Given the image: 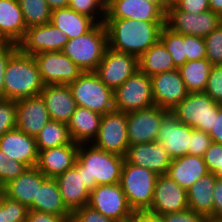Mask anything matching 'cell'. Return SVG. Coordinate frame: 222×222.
<instances>
[{
  "label": "cell",
  "mask_w": 222,
  "mask_h": 222,
  "mask_svg": "<svg viewBox=\"0 0 222 222\" xmlns=\"http://www.w3.org/2000/svg\"><path fill=\"white\" fill-rule=\"evenodd\" d=\"M157 177L153 171L124 160L120 185L134 212L151 207Z\"/></svg>",
  "instance_id": "obj_6"
},
{
  "label": "cell",
  "mask_w": 222,
  "mask_h": 222,
  "mask_svg": "<svg viewBox=\"0 0 222 222\" xmlns=\"http://www.w3.org/2000/svg\"><path fill=\"white\" fill-rule=\"evenodd\" d=\"M66 222H74V220H72V219H69V220H67Z\"/></svg>",
  "instance_id": "obj_61"
},
{
  "label": "cell",
  "mask_w": 222,
  "mask_h": 222,
  "mask_svg": "<svg viewBox=\"0 0 222 222\" xmlns=\"http://www.w3.org/2000/svg\"><path fill=\"white\" fill-rule=\"evenodd\" d=\"M210 10L222 17V0H209Z\"/></svg>",
  "instance_id": "obj_56"
},
{
  "label": "cell",
  "mask_w": 222,
  "mask_h": 222,
  "mask_svg": "<svg viewBox=\"0 0 222 222\" xmlns=\"http://www.w3.org/2000/svg\"><path fill=\"white\" fill-rule=\"evenodd\" d=\"M35 139L38 152L68 145L72 142L67 124L51 119Z\"/></svg>",
  "instance_id": "obj_35"
},
{
  "label": "cell",
  "mask_w": 222,
  "mask_h": 222,
  "mask_svg": "<svg viewBox=\"0 0 222 222\" xmlns=\"http://www.w3.org/2000/svg\"><path fill=\"white\" fill-rule=\"evenodd\" d=\"M206 58L212 65L222 64V23L204 38Z\"/></svg>",
  "instance_id": "obj_40"
},
{
  "label": "cell",
  "mask_w": 222,
  "mask_h": 222,
  "mask_svg": "<svg viewBox=\"0 0 222 222\" xmlns=\"http://www.w3.org/2000/svg\"><path fill=\"white\" fill-rule=\"evenodd\" d=\"M79 144L71 142L55 148L39 151L36 167L47 178H57L66 170L75 166Z\"/></svg>",
  "instance_id": "obj_23"
},
{
  "label": "cell",
  "mask_w": 222,
  "mask_h": 222,
  "mask_svg": "<svg viewBox=\"0 0 222 222\" xmlns=\"http://www.w3.org/2000/svg\"><path fill=\"white\" fill-rule=\"evenodd\" d=\"M27 168V165L10 159L0 149V187L2 189L12 180H15L19 175H21Z\"/></svg>",
  "instance_id": "obj_39"
},
{
  "label": "cell",
  "mask_w": 222,
  "mask_h": 222,
  "mask_svg": "<svg viewBox=\"0 0 222 222\" xmlns=\"http://www.w3.org/2000/svg\"><path fill=\"white\" fill-rule=\"evenodd\" d=\"M51 23L69 39L87 33L96 24L91 18L77 13L69 7L53 9Z\"/></svg>",
  "instance_id": "obj_32"
},
{
  "label": "cell",
  "mask_w": 222,
  "mask_h": 222,
  "mask_svg": "<svg viewBox=\"0 0 222 222\" xmlns=\"http://www.w3.org/2000/svg\"><path fill=\"white\" fill-rule=\"evenodd\" d=\"M178 0H166V14H167V11H168V8L171 6V5H174Z\"/></svg>",
  "instance_id": "obj_59"
},
{
  "label": "cell",
  "mask_w": 222,
  "mask_h": 222,
  "mask_svg": "<svg viewBox=\"0 0 222 222\" xmlns=\"http://www.w3.org/2000/svg\"><path fill=\"white\" fill-rule=\"evenodd\" d=\"M90 148H89V147ZM77 160L83 165L85 187L120 183L124 157L89 144H79Z\"/></svg>",
  "instance_id": "obj_3"
},
{
  "label": "cell",
  "mask_w": 222,
  "mask_h": 222,
  "mask_svg": "<svg viewBox=\"0 0 222 222\" xmlns=\"http://www.w3.org/2000/svg\"><path fill=\"white\" fill-rule=\"evenodd\" d=\"M130 222H165L162 215L150 212L149 210L136 211Z\"/></svg>",
  "instance_id": "obj_53"
},
{
  "label": "cell",
  "mask_w": 222,
  "mask_h": 222,
  "mask_svg": "<svg viewBox=\"0 0 222 222\" xmlns=\"http://www.w3.org/2000/svg\"><path fill=\"white\" fill-rule=\"evenodd\" d=\"M108 48V35L104 23L95 24L87 33L69 39L62 53L83 72L95 71Z\"/></svg>",
  "instance_id": "obj_4"
},
{
  "label": "cell",
  "mask_w": 222,
  "mask_h": 222,
  "mask_svg": "<svg viewBox=\"0 0 222 222\" xmlns=\"http://www.w3.org/2000/svg\"><path fill=\"white\" fill-rule=\"evenodd\" d=\"M40 95L50 119L67 124L77 107L69 85H44Z\"/></svg>",
  "instance_id": "obj_25"
},
{
  "label": "cell",
  "mask_w": 222,
  "mask_h": 222,
  "mask_svg": "<svg viewBox=\"0 0 222 222\" xmlns=\"http://www.w3.org/2000/svg\"><path fill=\"white\" fill-rule=\"evenodd\" d=\"M69 87L77 106L101 115L115 110L113 90L107 87L94 71L82 72Z\"/></svg>",
  "instance_id": "obj_5"
},
{
  "label": "cell",
  "mask_w": 222,
  "mask_h": 222,
  "mask_svg": "<svg viewBox=\"0 0 222 222\" xmlns=\"http://www.w3.org/2000/svg\"><path fill=\"white\" fill-rule=\"evenodd\" d=\"M91 144L101 150L124 157L129 147L127 113L114 110L104 114L98 134Z\"/></svg>",
  "instance_id": "obj_11"
},
{
  "label": "cell",
  "mask_w": 222,
  "mask_h": 222,
  "mask_svg": "<svg viewBox=\"0 0 222 222\" xmlns=\"http://www.w3.org/2000/svg\"><path fill=\"white\" fill-rule=\"evenodd\" d=\"M193 129L180 122L172 111H168L164 115L156 142L168 152L171 159L188 155Z\"/></svg>",
  "instance_id": "obj_15"
},
{
  "label": "cell",
  "mask_w": 222,
  "mask_h": 222,
  "mask_svg": "<svg viewBox=\"0 0 222 222\" xmlns=\"http://www.w3.org/2000/svg\"><path fill=\"white\" fill-rule=\"evenodd\" d=\"M114 108L130 113L152 107L154 104L151 77L139 69L113 91Z\"/></svg>",
  "instance_id": "obj_8"
},
{
  "label": "cell",
  "mask_w": 222,
  "mask_h": 222,
  "mask_svg": "<svg viewBox=\"0 0 222 222\" xmlns=\"http://www.w3.org/2000/svg\"><path fill=\"white\" fill-rule=\"evenodd\" d=\"M188 209L187 191L168 175H159L155 183L150 212L166 214Z\"/></svg>",
  "instance_id": "obj_18"
},
{
  "label": "cell",
  "mask_w": 222,
  "mask_h": 222,
  "mask_svg": "<svg viewBox=\"0 0 222 222\" xmlns=\"http://www.w3.org/2000/svg\"><path fill=\"white\" fill-rule=\"evenodd\" d=\"M185 54L187 61L205 59L206 47L204 38L185 35Z\"/></svg>",
  "instance_id": "obj_46"
},
{
  "label": "cell",
  "mask_w": 222,
  "mask_h": 222,
  "mask_svg": "<svg viewBox=\"0 0 222 222\" xmlns=\"http://www.w3.org/2000/svg\"><path fill=\"white\" fill-rule=\"evenodd\" d=\"M108 47L139 58L160 40L166 21L105 19Z\"/></svg>",
  "instance_id": "obj_1"
},
{
  "label": "cell",
  "mask_w": 222,
  "mask_h": 222,
  "mask_svg": "<svg viewBox=\"0 0 222 222\" xmlns=\"http://www.w3.org/2000/svg\"><path fill=\"white\" fill-rule=\"evenodd\" d=\"M205 92H191L172 110L178 120L194 129L210 132L218 115V106Z\"/></svg>",
  "instance_id": "obj_7"
},
{
  "label": "cell",
  "mask_w": 222,
  "mask_h": 222,
  "mask_svg": "<svg viewBox=\"0 0 222 222\" xmlns=\"http://www.w3.org/2000/svg\"><path fill=\"white\" fill-rule=\"evenodd\" d=\"M103 115L88 108L77 106L67 123L71 140L78 144H88L96 138Z\"/></svg>",
  "instance_id": "obj_29"
},
{
  "label": "cell",
  "mask_w": 222,
  "mask_h": 222,
  "mask_svg": "<svg viewBox=\"0 0 222 222\" xmlns=\"http://www.w3.org/2000/svg\"><path fill=\"white\" fill-rule=\"evenodd\" d=\"M217 176L208 173L187 190L188 209L213 220V190Z\"/></svg>",
  "instance_id": "obj_30"
},
{
  "label": "cell",
  "mask_w": 222,
  "mask_h": 222,
  "mask_svg": "<svg viewBox=\"0 0 222 222\" xmlns=\"http://www.w3.org/2000/svg\"><path fill=\"white\" fill-rule=\"evenodd\" d=\"M209 173L222 179V144L212 142L203 156Z\"/></svg>",
  "instance_id": "obj_42"
},
{
  "label": "cell",
  "mask_w": 222,
  "mask_h": 222,
  "mask_svg": "<svg viewBox=\"0 0 222 222\" xmlns=\"http://www.w3.org/2000/svg\"><path fill=\"white\" fill-rule=\"evenodd\" d=\"M19 49L18 44L0 42V98L3 99L4 73L10 57Z\"/></svg>",
  "instance_id": "obj_48"
},
{
  "label": "cell",
  "mask_w": 222,
  "mask_h": 222,
  "mask_svg": "<svg viewBox=\"0 0 222 222\" xmlns=\"http://www.w3.org/2000/svg\"><path fill=\"white\" fill-rule=\"evenodd\" d=\"M212 142L208 133L193 129L191 142L188 147V155L203 157Z\"/></svg>",
  "instance_id": "obj_45"
},
{
  "label": "cell",
  "mask_w": 222,
  "mask_h": 222,
  "mask_svg": "<svg viewBox=\"0 0 222 222\" xmlns=\"http://www.w3.org/2000/svg\"><path fill=\"white\" fill-rule=\"evenodd\" d=\"M17 100L0 98V137L16 128Z\"/></svg>",
  "instance_id": "obj_41"
},
{
  "label": "cell",
  "mask_w": 222,
  "mask_h": 222,
  "mask_svg": "<svg viewBox=\"0 0 222 222\" xmlns=\"http://www.w3.org/2000/svg\"><path fill=\"white\" fill-rule=\"evenodd\" d=\"M124 160L132 165L147 168L159 176L167 174L172 159L158 142H149L130 145Z\"/></svg>",
  "instance_id": "obj_21"
},
{
  "label": "cell",
  "mask_w": 222,
  "mask_h": 222,
  "mask_svg": "<svg viewBox=\"0 0 222 222\" xmlns=\"http://www.w3.org/2000/svg\"><path fill=\"white\" fill-rule=\"evenodd\" d=\"M0 149L10 158L35 167L38 162V150L35 137L15 128L0 137Z\"/></svg>",
  "instance_id": "obj_24"
},
{
  "label": "cell",
  "mask_w": 222,
  "mask_h": 222,
  "mask_svg": "<svg viewBox=\"0 0 222 222\" xmlns=\"http://www.w3.org/2000/svg\"><path fill=\"white\" fill-rule=\"evenodd\" d=\"M32 210L59 215L66 220L72 218V213L64 205L58 184L53 178H47L38 187L37 200H33Z\"/></svg>",
  "instance_id": "obj_31"
},
{
  "label": "cell",
  "mask_w": 222,
  "mask_h": 222,
  "mask_svg": "<svg viewBox=\"0 0 222 222\" xmlns=\"http://www.w3.org/2000/svg\"><path fill=\"white\" fill-rule=\"evenodd\" d=\"M179 10L193 12L196 14L205 12L210 9L209 0H178L174 4Z\"/></svg>",
  "instance_id": "obj_50"
},
{
  "label": "cell",
  "mask_w": 222,
  "mask_h": 222,
  "mask_svg": "<svg viewBox=\"0 0 222 222\" xmlns=\"http://www.w3.org/2000/svg\"><path fill=\"white\" fill-rule=\"evenodd\" d=\"M0 202L8 209L9 222H25L29 208L18 201L10 199L3 192L0 194Z\"/></svg>",
  "instance_id": "obj_44"
},
{
  "label": "cell",
  "mask_w": 222,
  "mask_h": 222,
  "mask_svg": "<svg viewBox=\"0 0 222 222\" xmlns=\"http://www.w3.org/2000/svg\"><path fill=\"white\" fill-rule=\"evenodd\" d=\"M26 28L51 22L52 9L46 0H18Z\"/></svg>",
  "instance_id": "obj_36"
},
{
  "label": "cell",
  "mask_w": 222,
  "mask_h": 222,
  "mask_svg": "<svg viewBox=\"0 0 222 222\" xmlns=\"http://www.w3.org/2000/svg\"><path fill=\"white\" fill-rule=\"evenodd\" d=\"M67 220L59 215L40 212L36 210H29L25 222H66Z\"/></svg>",
  "instance_id": "obj_52"
},
{
  "label": "cell",
  "mask_w": 222,
  "mask_h": 222,
  "mask_svg": "<svg viewBox=\"0 0 222 222\" xmlns=\"http://www.w3.org/2000/svg\"><path fill=\"white\" fill-rule=\"evenodd\" d=\"M222 219V179L216 178L213 190V220Z\"/></svg>",
  "instance_id": "obj_51"
},
{
  "label": "cell",
  "mask_w": 222,
  "mask_h": 222,
  "mask_svg": "<svg viewBox=\"0 0 222 222\" xmlns=\"http://www.w3.org/2000/svg\"><path fill=\"white\" fill-rule=\"evenodd\" d=\"M212 64L205 59L186 61L178 70L189 93L204 92Z\"/></svg>",
  "instance_id": "obj_34"
},
{
  "label": "cell",
  "mask_w": 222,
  "mask_h": 222,
  "mask_svg": "<svg viewBox=\"0 0 222 222\" xmlns=\"http://www.w3.org/2000/svg\"><path fill=\"white\" fill-rule=\"evenodd\" d=\"M26 30L18 0H0V42L19 44Z\"/></svg>",
  "instance_id": "obj_27"
},
{
  "label": "cell",
  "mask_w": 222,
  "mask_h": 222,
  "mask_svg": "<svg viewBox=\"0 0 222 222\" xmlns=\"http://www.w3.org/2000/svg\"><path fill=\"white\" fill-rule=\"evenodd\" d=\"M204 92L216 103L222 104V64L212 66Z\"/></svg>",
  "instance_id": "obj_43"
},
{
  "label": "cell",
  "mask_w": 222,
  "mask_h": 222,
  "mask_svg": "<svg viewBox=\"0 0 222 222\" xmlns=\"http://www.w3.org/2000/svg\"><path fill=\"white\" fill-rule=\"evenodd\" d=\"M0 222H9L8 209L0 202Z\"/></svg>",
  "instance_id": "obj_57"
},
{
  "label": "cell",
  "mask_w": 222,
  "mask_h": 222,
  "mask_svg": "<svg viewBox=\"0 0 222 222\" xmlns=\"http://www.w3.org/2000/svg\"><path fill=\"white\" fill-rule=\"evenodd\" d=\"M62 200L73 213L76 209L88 205L90 191L85 187L83 165L77 160L75 166L55 178Z\"/></svg>",
  "instance_id": "obj_20"
},
{
  "label": "cell",
  "mask_w": 222,
  "mask_h": 222,
  "mask_svg": "<svg viewBox=\"0 0 222 222\" xmlns=\"http://www.w3.org/2000/svg\"><path fill=\"white\" fill-rule=\"evenodd\" d=\"M69 38L51 22L27 28L25 37L18 44L28 55L43 52L62 51Z\"/></svg>",
  "instance_id": "obj_16"
},
{
  "label": "cell",
  "mask_w": 222,
  "mask_h": 222,
  "mask_svg": "<svg viewBox=\"0 0 222 222\" xmlns=\"http://www.w3.org/2000/svg\"><path fill=\"white\" fill-rule=\"evenodd\" d=\"M209 136L213 142L222 144V104L218 106V115L215 116V122Z\"/></svg>",
  "instance_id": "obj_54"
},
{
  "label": "cell",
  "mask_w": 222,
  "mask_h": 222,
  "mask_svg": "<svg viewBox=\"0 0 222 222\" xmlns=\"http://www.w3.org/2000/svg\"><path fill=\"white\" fill-rule=\"evenodd\" d=\"M68 7L91 18L96 24L104 23L105 21L106 0H70ZM98 16L102 18L99 19L97 18Z\"/></svg>",
  "instance_id": "obj_38"
},
{
  "label": "cell",
  "mask_w": 222,
  "mask_h": 222,
  "mask_svg": "<svg viewBox=\"0 0 222 222\" xmlns=\"http://www.w3.org/2000/svg\"><path fill=\"white\" fill-rule=\"evenodd\" d=\"M43 88L36 60L18 49L10 57L4 73L3 99L19 100L37 96Z\"/></svg>",
  "instance_id": "obj_2"
},
{
  "label": "cell",
  "mask_w": 222,
  "mask_h": 222,
  "mask_svg": "<svg viewBox=\"0 0 222 222\" xmlns=\"http://www.w3.org/2000/svg\"><path fill=\"white\" fill-rule=\"evenodd\" d=\"M222 23V17L210 9L196 14L179 10L175 5L168 8L166 26L182 35L205 38Z\"/></svg>",
  "instance_id": "obj_9"
},
{
  "label": "cell",
  "mask_w": 222,
  "mask_h": 222,
  "mask_svg": "<svg viewBox=\"0 0 222 222\" xmlns=\"http://www.w3.org/2000/svg\"><path fill=\"white\" fill-rule=\"evenodd\" d=\"M166 21V14L147 0H106L105 19Z\"/></svg>",
  "instance_id": "obj_19"
},
{
  "label": "cell",
  "mask_w": 222,
  "mask_h": 222,
  "mask_svg": "<svg viewBox=\"0 0 222 222\" xmlns=\"http://www.w3.org/2000/svg\"><path fill=\"white\" fill-rule=\"evenodd\" d=\"M49 7L53 9L68 7L70 0H46Z\"/></svg>",
  "instance_id": "obj_55"
},
{
  "label": "cell",
  "mask_w": 222,
  "mask_h": 222,
  "mask_svg": "<svg viewBox=\"0 0 222 222\" xmlns=\"http://www.w3.org/2000/svg\"><path fill=\"white\" fill-rule=\"evenodd\" d=\"M88 206L116 222H130L135 213L120 183L97 185L90 192Z\"/></svg>",
  "instance_id": "obj_10"
},
{
  "label": "cell",
  "mask_w": 222,
  "mask_h": 222,
  "mask_svg": "<svg viewBox=\"0 0 222 222\" xmlns=\"http://www.w3.org/2000/svg\"><path fill=\"white\" fill-rule=\"evenodd\" d=\"M168 111L153 105L127 113V135L129 146L156 142L158 131Z\"/></svg>",
  "instance_id": "obj_14"
},
{
  "label": "cell",
  "mask_w": 222,
  "mask_h": 222,
  "mask_svg": "<svg viewBox=\"0 0 222 222\" xmlns=\"http://www.w3.org/2000/svg\"><path fill=\"white\" fill-rule=\"evenodd\" d=\"M208 222H220L219 220H209Z\"/></svg>",
  "instance_id": "obj_60"
},
{
  "label": "cell",
  "mask_w": 222,
  "mask_h": 222,
  "mask_svg": "<svg viewBox=\"0 0 222 222\" xmlns=\"http://www.w3.org/2000/svg\"><path fill=\"white\" fill-rule=\"evenodd\" d=\"M154 104L172 111L187 95L188 91L177 69L151 76Z\"/></svg>",
  "instance_id": "obj_17"
},
{
  "label": "cell",
  "mask_w": 222,
  "mask_h": 222,
  "mask_svg": "<svg viewBox=\"0 0 222 222\" xmlns=\"http://www.w3.org/2000/svg\"><path fill=\"white\" fill-rule=\"evenodd\" d=\"M153 4H156L166 14V0H147Z\"/></svg>",
  "instance_id": "obj_58"
},
{
  "label": "cell",
  "mask_w": 222,
  "mask_h": 222,
  "mask_svg": "<svg viewBox=\"0 0 222 222\" xmlns=\"http://www.w3.org/2000/svg\"><path fill=\"white\" fill-rule=\"evenodd\" d=\"M71 219L74 222H116L88 205L76 209Z\"/></svg>",
  "instance_id": "obj_47"
},
{
  "label": "cell",
  "mask_w": 222,
  "mask_h": 222,
  "mask_svg": "<svg viewBox=\"0 0 222 222\" xmlns=\"http://www.w3.org/2000/svg\"><path fill=\"white\" fill-rule=\"evenodd\" d=\"M138 69L137 57L108 47L102 61L94 72L107 87L114 91Z\"/></svg>",
  "instance_id": "obj_13"
},
{
  "label": "cell",
  "mask_w": 222,
  "mask_h": 222,
  "mask_svg": "<svg viewBox=\"0 0 222 222\" xmlns=\"http://www.w3.org/2000/svg\"><path fill=\"white\" fill-rule=\"evenodd\" d=\"M47 179L38 168L28 167L15 180L8 183L2 192L10 199L20 202L32 210L33 200H37L38 187Z\"/></svg>",
  "instance_id": "obj_26"
},
{
  "label": "cell",
  "mask_w": 222,
  "mask_h": 222,
  "mask_svg": "<svg viewBox=\"0 0 222 222\" xmlns=\"http://www.w3.org/2000/svg\"><path fill=\"white\" fill-rule=\"evenodd\" d=\"M208 173L203 157L185 155L171 160L166 175L187 191L194 182Z\"/></svg>",
  "instance_id": "obj_28"
},
{
  "label": "cell",
  "mask_w": 222,
  "mask_h": 222,
  "mask_svg": "<svg viewBox=\"0 0 222 222\" xmlns=\"http://www.w3.org/2000/svg\"><path fill=\"white\" fill-rule=\"evenodd\" d=\"M160 41L171 54L177 68L187 61L185 54V35L175 33L165 25L161 30Z\"/></svg>",
  "instance_id": "obj_37"
},
{
  "label": "cell",
  "mask_w": 222,
  "mask_h": 222,
  "mask_svg": "<svg viewBox=\"0 0 222 222\" xmlns=\"http://www.w3.org/2000/svg\"><path fill=\"white\" fill-rule=\"evenodd\" d=\"M44 85H69L83 72L62 51L43 52L33 55Z\"/></svg>",
  "instance_id": "obj_12"
},
{
  "label": "cell",
  "mask_w": 222,
  "mask_h": 222,
  "mask_svg": "<svg viewBox=\"0 0 222 222\" xmlns=\"http://www.w3.org/2000/svg\"><path fill=\"white\" fill-rule=\"evenodd\" d=\"M49 121L50 116L41 95L17 100V129L36 137Z\"/></svg>",
  "instance_id": "obj_22"
},
{
  "label": "cell",
  "mask_w": 222,
  "mask_h": 222,
  "mask_svg": "<svg viewBox=\"0 0 222 222\" xmlns=\"http://www.w3.org/2000/svg\"><path fill=\"white\" fill-rule=\"evenodd\" d=\"M139 70L148 76L177 69L172 56L159 40L138 58Z\"/></svg>",
  "instance_id": "obj_33"
},
{
  "label": "cell",
  "mask_w": 222,
  "mask_h": 222,
  "mask_svg": "<svg viewBox=\"0 0 222 222\" xmlns=\"http://www.w3.org/2000/svg\"><path fill=\"white\" fill-rule=\"evenodd\" d=\"M165 222H208L209 219L201 214L187 209L185 211L166 213L162 215Z\"/></svg>",
  "instance_id": "obj_49"
}]
</instances>
